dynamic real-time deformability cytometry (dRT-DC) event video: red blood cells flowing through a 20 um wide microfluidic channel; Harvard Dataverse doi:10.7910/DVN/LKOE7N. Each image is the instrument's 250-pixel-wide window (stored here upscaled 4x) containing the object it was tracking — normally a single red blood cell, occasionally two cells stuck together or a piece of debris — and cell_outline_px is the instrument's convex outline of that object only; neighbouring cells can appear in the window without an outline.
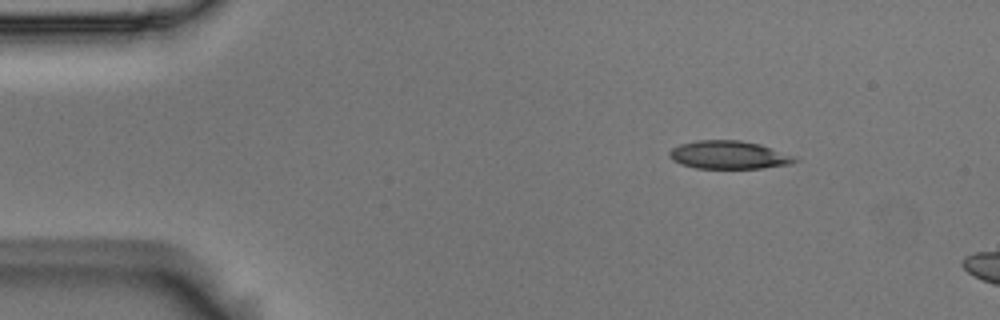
{"species": "Egyptian fruit bat (a non-hibernating species)", "species_latin": "Rousettus aegyptiacus", "temperature_condition": "room temperature", "stored_images_in_passage": 4, "camera_frame_rate_fps": 3000, "um_per_image_px": 0.085, "animal": {"sex": "male"}, "frame": {"image": 1, "passage_image": 2, "time_ms": 0.333, "image_size_px": [1000, 320], "cell_outline_px": [[800, 160], [792, 164], [764, 168], [696, 168], [680, 164], [672, 160], [668, 156], [668, 152], [672, 148], [680, 144], [696, 140], [740, 140], [760, 144], [796, 156]], "centroid_in_image_um": [61.97, 13.17], "position_along_channel_um": 23.0, "area_um2": 20.81}}